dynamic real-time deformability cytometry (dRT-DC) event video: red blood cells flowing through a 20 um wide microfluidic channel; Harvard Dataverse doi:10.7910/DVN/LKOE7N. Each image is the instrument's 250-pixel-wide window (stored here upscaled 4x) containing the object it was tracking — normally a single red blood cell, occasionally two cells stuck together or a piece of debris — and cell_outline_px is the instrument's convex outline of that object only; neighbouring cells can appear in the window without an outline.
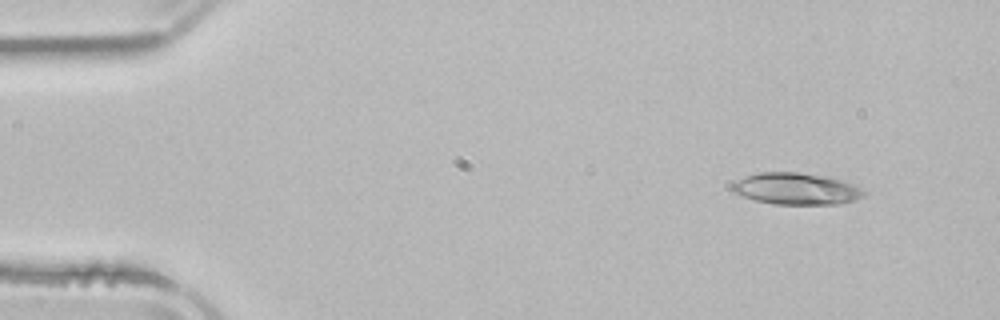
{"species": "common noctule bat (a hibernating species)", "species_latin": "Nyctalus noctula", "temperature_condition": "room temperature", "stored_images_in_passage": 5, "camera_frame_rate_fps": 3000, "um_per_image_px": 0.085, "animal": {"sex": "male", "body_mass_g": 21.5, "forearm_length_mm": 52.0}, "frame": {"image": 1, "passage_image": 1, "time_ms": 0.0, "image_size_px": [1000, 320], "cell_outline_px": [[868, 192], [864, 196], [856, 200], [836, 204], [772, 204], [756, 200], [732, 192], [732, 184], [744, 176], [756, 172], [796, 172], [828, 176], [852, 184]], "centroid_in_image_um": [67.68, 16.04], "position_along_channel_um": 17.3, "area_um2": 24.33}}
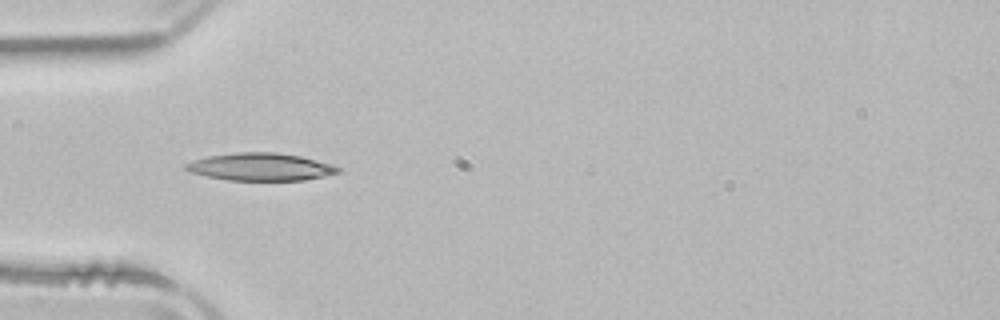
{"frame": {"image": 2, "passage_image": 4, "time_ms": 3.667, "image_size_px": [1000, 320], "cell_outline_px": [[340, 172], [324, 176], [304, 180], [228, 180], [188, 172], [184, 168], [184, 164], [192, 160], [208, 156], [240, 152], [276, 152], [300, 156], [332, 164], [340, 168]], "centroid_in_image_um": [22.12, 14.18], "position_along_channel_um": 62.9, "area_um2": 24.39}}
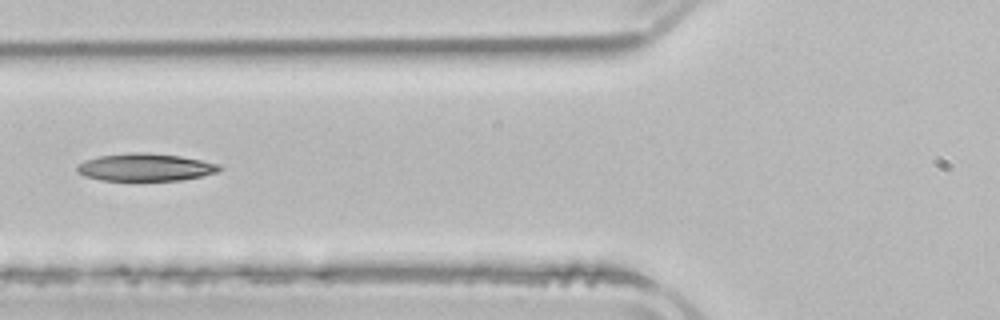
{"frame": {"image": 3, "passage_image": 5, "time_ms": 5.0, "image_size_px": [1000, 320], "cell_outline_px": [[224, 168], [216, 172], [200, 176], [180, 180], [100, 180], [84, 176], [76, 172], [76, 164], [84, 160], [100, 156], [132, 152], [148, 152], [180, 156], [220, 164]], "centroid_in_image_um": [12.31, 14.21], "position_along_channel_um": 113.5, "area_um2": 22.89}}